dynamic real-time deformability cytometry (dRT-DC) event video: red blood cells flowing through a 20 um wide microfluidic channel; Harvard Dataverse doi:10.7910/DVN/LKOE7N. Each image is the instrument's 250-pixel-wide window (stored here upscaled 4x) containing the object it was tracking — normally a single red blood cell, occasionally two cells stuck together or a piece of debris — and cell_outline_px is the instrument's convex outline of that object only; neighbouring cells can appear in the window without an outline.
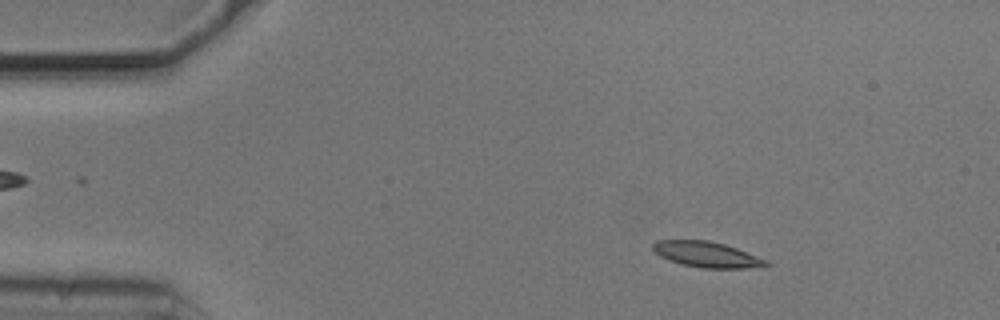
{"species": "common noctule bat (a hibernating species)", "species_latin": "Nyctalus noctula", "temperature_condition": "cold", "stored_images_in_passage": 46, "camera_frame_rate_fps": 3000, "um_per_image_px": 0.085, "animal": {"sex": "male", "body_mass_g": 20.5, "forearm_length_mm": 52.5}, "frame": {"image": 1, "passage_image": 8, "time_ms": 2.333, "image_size_px": [1000, 320], "cell_outline_px": [[772, 264], [764, 268], [704, 268], [684, 264], [660, 256], [652, 248], [652, 244], [656, 240], [708, 240], [724, 244], [736, 248], [768, 260]], "centroid_in_image_um": [60.16, 21.63], "position_along_channel_um": 24.8, "area_um2": 16.88}}
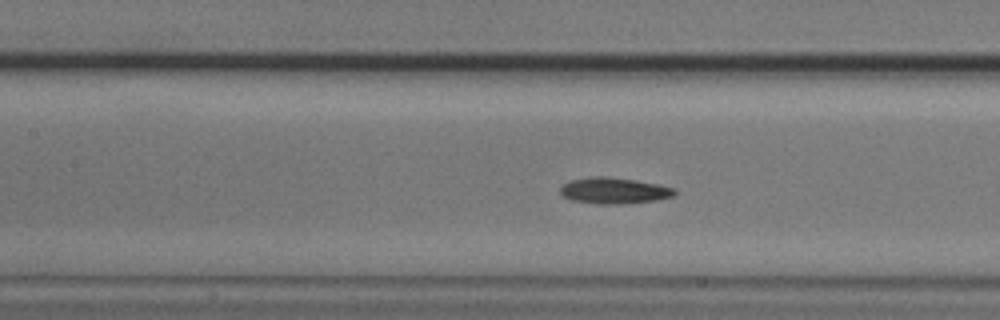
{"frame": {"image": 2, "passage_image": 24, "time_ms": 7.667, "image_size_px": [1000, 320], "cell_outline_px": [[676, 192], [672, 196], [656, 200], [624, 204], [600, 204], [572, 200], [564, 196], [560, 192], [560, 184], [568, 180], [588, 176], [604, 176], [636, 180], [676, 188]], "centroid_in_image_um": [52.14, 16.19], "position_along_channel_um": 155.3, "area_um2": 17.57}}
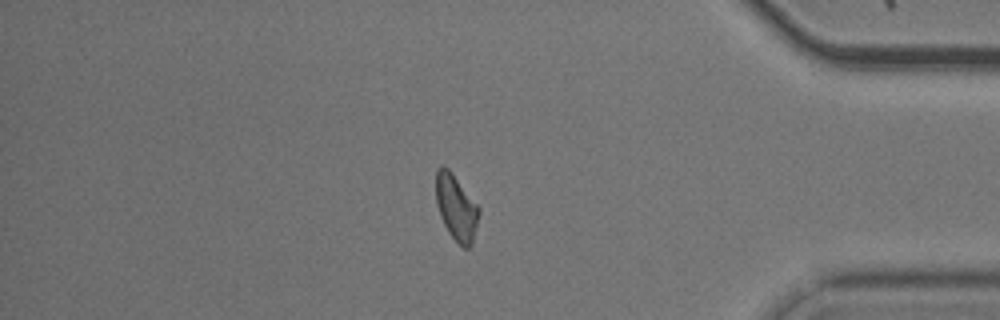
{"frame": {"image": 3, "passage_image": 46, "time_ms": 15.0, "image_size_px": [1000, 320], "cell_outline_px": [[480, 212], [472, 244], [468, 248], [464, 248], [448, 232], [440, 216], [436, 204], [436, 168], [440, 164], [448, 168], [452, 172], [480, 208]], "centroid_in_image_um": [38.77, 17.61], "position_along_channel_um": 396.4, "area_um2": 16.47}, "authors_computed_cell_mechanics": {"area_um2": 16.8198, "velocity_mm_per_s": 3.7052, "shape_relaxation_time_tau1_ms": 8.8719, "shape_relaxation_time_tau2_ms": 3.3684, "deformation_change_tau1": 0.1703, "deformation_change_tau2": 0.0955}}